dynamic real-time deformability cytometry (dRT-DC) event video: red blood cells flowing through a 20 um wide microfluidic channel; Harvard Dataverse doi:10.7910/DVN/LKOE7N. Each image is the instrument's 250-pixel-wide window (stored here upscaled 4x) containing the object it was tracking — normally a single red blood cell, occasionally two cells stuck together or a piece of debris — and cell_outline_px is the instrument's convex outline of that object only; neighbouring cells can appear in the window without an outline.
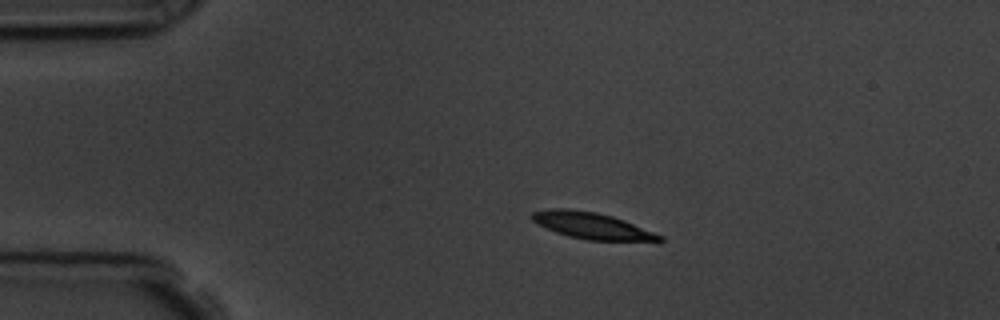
{"species": "common noctule bat (a hibernating species)", "species_latin": "Nyctalus noctula", "temperature_condition": "room temperature", "stored_images_in_passage": 5, "camera_frame_rate_fps": 3000, "um_per_image_px": 0.085, "animal": {"sex": "male", "body_mass_g": 19.5, "forearm_length_mm": 54.6}, "frame": {"image": 1, "passage_image": 2, "time_ms": 1.333, "image_size_px": [1000, 320], "cell_outline_px": [[664, 240], [660, 244], [588, 240], [568, 236], [556, 232], [532, 220], [528, 216], [532, 212], [552, 208], [568, 208], [596, 212], [612, 216], [624, 220], [664, 236]], "centroid_in_image_um": [50.47, 19.23], "position_along_channel_um": 34.5, "area_um2": 20.46}}
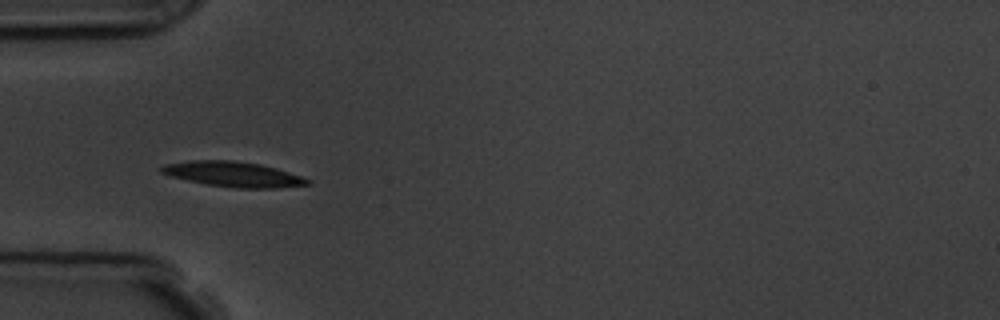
{"frame": {"image": 2, "passage_image": 3, "time_ms": 3.333, "image_size_px": [1000, 320], "cell_outline_px": [[312, 184], [276, 188], [236, 188], [208, 184], [188, 180], [172, 176], [160, 172], [156, 168], [164, 164], [192, 160], [236, 160], [260, 164], [276, 168], [304, 176], [312, 180]], "centroid_in_image_um": [19.86, 14.8], "position_along_channel_um": 65.1, "area_um2": 21.62}}